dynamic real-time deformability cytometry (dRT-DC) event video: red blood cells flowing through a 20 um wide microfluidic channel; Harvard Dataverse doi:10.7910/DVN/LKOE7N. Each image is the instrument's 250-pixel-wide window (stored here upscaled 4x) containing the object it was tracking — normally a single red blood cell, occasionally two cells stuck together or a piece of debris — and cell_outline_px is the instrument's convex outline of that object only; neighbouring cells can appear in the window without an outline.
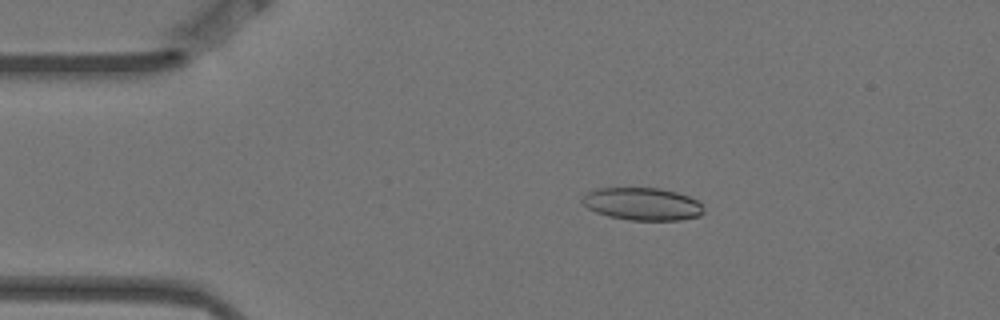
{"species": "Egyptian fruit bat (a non-hibernating species)", "species_latin": "Rousettus aegyptiacus", "temperature_condition": "warm", "stored_images_in_passage": 5, "camera_frame_rate_fps": 3000, "um_per_image_px": 0.085, "animal": {"sex": "female"}, "frame": {"image": 1, "passage_image": 2, "time_ms": 0.333, "image_size_px": [1000, 320], "cell_outline_px": [[704, 212], [700, 216], [680, 220], [628, 220], [608, 216], [596, 212], [588, 208], [580, 200], [588, 192], [596, 188], [660, 188], [676, 192], [700, 200], [704, 208]], "centroid_in_image_um": [54.64, 17.34], "position_along_channel_um": 30.4, "area_um2": 23.24}}
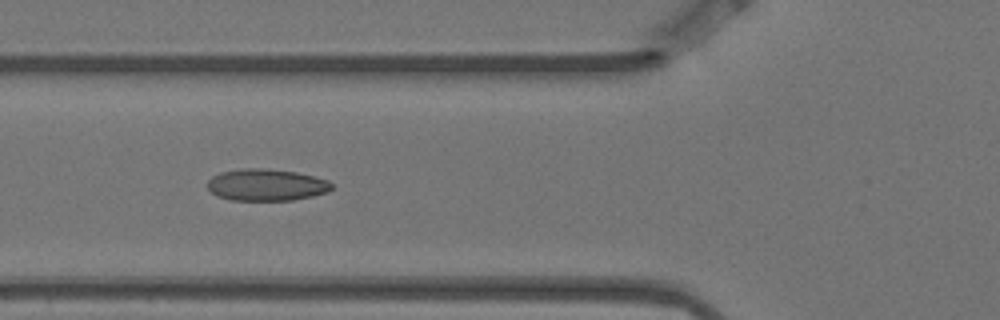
{"frame": {"image": 2, "passage_image": 5, "time_ms": 1.333, "image_size_px": [1000, 320], "cell_outline_px": [[332, 188], [328, 192], [312, 196], [292, 200], [232, 200], [216, 196], [208, 188], [208, 180], [212, 176], [220, 172], [244, 168], [264, 168], [296, 172], [328, 180], [332, 184]], "centroid_in_image_um": [22.63, 15.71], "position_along_channel_um": 103.2, "area_um2": 23.0}}